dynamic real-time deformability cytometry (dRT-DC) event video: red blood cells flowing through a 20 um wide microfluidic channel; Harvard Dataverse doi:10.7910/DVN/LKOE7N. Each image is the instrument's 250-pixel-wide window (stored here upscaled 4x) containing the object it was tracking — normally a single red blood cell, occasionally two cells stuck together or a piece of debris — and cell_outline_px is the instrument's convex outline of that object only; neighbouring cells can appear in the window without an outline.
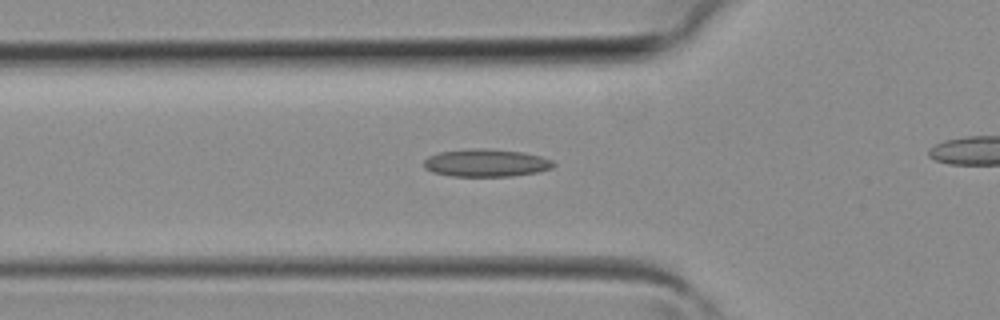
{"species": "common noctule bat (a hibernating species)", "species_latin": "Nyctalus noctula", "temperature_condition": "room temperature", "stored_images_in_passage": 30, "camera_frame_rate_fps": 3000, "um_per_image_px": 0.085, "animal": {"sex": "female", "body_mass_g": 19.3, "forearm_length_mm": 54.1}, "frame": {"image": 1, "passage_image": 11, "time_ms": 3.333, "image_size_px": [1000, 320], "cell_outline_px": [[556, 164], [552, 168], [536, 172], [512, 176], [452, 176], [432, 172], [424, 168], [424, 160], [428, 156], [440, 152], [472, 148], [484, 148], [524, 152], [540, 156], [552, 160]], "centroid_in_image_um": [41.31, 13.84], "position_along_channel_um": 84.5, "area_um2": 20.92}}
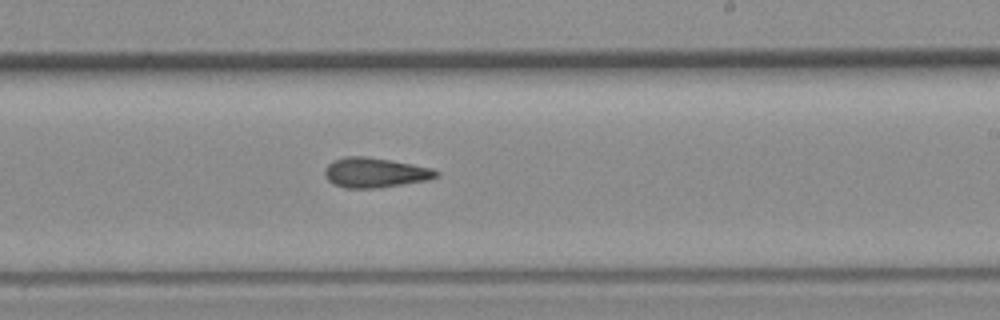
{"frame": {"image": 2, "passage_image": 21, "time_ms": 6.667, "image_size_px": [1000, 320], "cell_outline_px": [[440, 176], [428, 180], [380, 188], [344, 188], [332, 184], [324, 176], [324, 168], [332, 160], [344, 156], [364, 156], [412, 164], [432, 168], [440, 172]], "centroid_in_image_um": [31.85, 14.68], "position_along_channel_um": 257.1, "area_um2": 19.65}}
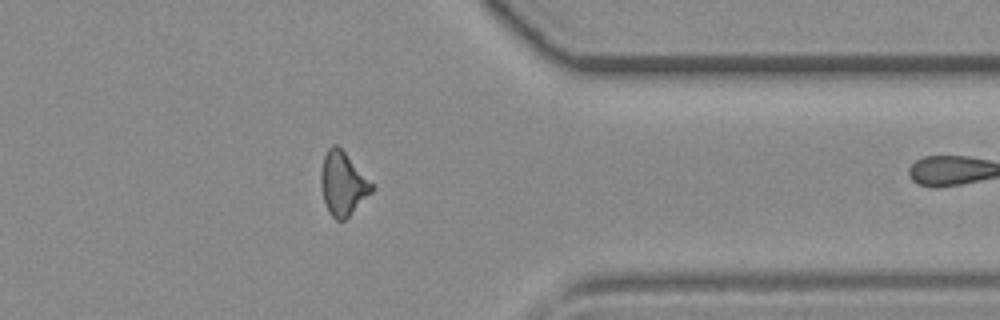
{"frame": {"image": 3, "passage_image": 29, "time_ms": 9.333, "image_size_px": [1000, 320], "cell_outline_px": [[372, 192], [344, 220], [336, 220], [328, 212], [324, 204], [320, 188], [320, 172], [324, 156], [328, 148], [332, 144], [336, 144], [344, 152], [372, 184]], "centroid_in_image_um": [29.08, 15.62], "position_along_channel_um": 382.3, "area_um2": 18.5}}